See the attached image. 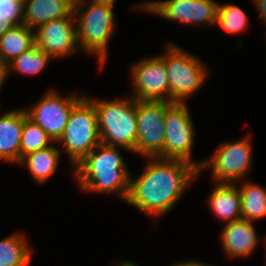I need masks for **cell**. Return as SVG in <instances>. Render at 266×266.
<instances>
[{"label":"cell","instance_id":"obj_28","mask_svg":"<svg viewBox=\"0 0 266 266\" xmlns=\"http://www.w3.org/2000/svg\"><path fill=\"white\" fill-rule=\"evenodd\" d=\"M170 266H214V265L200 262L197 260H186V261H181L175 264H171Z\"/></svg>","mask_w":266,"mask_h":266},{"label":"cell","instance_id":"obj_11","mask_svg":"<svg viewBox=\"0 0 266 266\" xmlns=\"http://www.w3.org/2000/svg\"><path fill=\"white\" fill-rule=\"evenodd\" d=\"M68 94L61 95L52 88L31 108H25L28 117L38 124L56 144L64 133L73 106L84 96L79 93Z\"/></svg>","mask_w":266,"mask_h":266},{"label":"cell","instance_id":"obj_33","mask_svg":"<svg viewBox=\"0 0 266 266\" xmlns=\"http://www.w3.org/2000/svg\"><path fill=\"white\" fill-rule=\"evenodd\" d=\"M74 5L85 0H70Z\"/></svg>","mask_w":266,"mask_h":266},{"label":"cell","instance_id":"obj_12","mask_svg":"<svg viewBox=\"0 0 266 266\" xmlns=\"http://www.w3.org/2000/svg\"><path fill=\"white\" fill-rule=\"evenodd\" d=\"M131 96L142 101L169 102V81L165 67V51L158 56H147L130 67Z\"/></svg>","mask_w":266,"mask_h":266},{"label":"cell","instance_id":"obj_1","mask_svg":"<svg viewBox=\"0 0 266 266\" xmlns=\"http://www.w3.org/2000/svg\"><path fill=\"white\" fill-rule=\"evenodd\" d=\"M147 159L143 172L133 178L130 175L129 193L125 200L154 219L167 214L184 196L186 188L199 177V170L182 160Z\"/></svg>","mask_w":266,"mask_h":266},{"label":"cell","instance_id":"obj_25","mask_svg":"<svg viewBox=\"0 0 266 266\" xmlns=\"http://www.w3.org/2000/svg\"><path fill=\"white\" fill-rule=\"evenodd\" d=\"M0 18L15 26L23 24V6L18 2L0 0Z\"/></svg>","mask_w":266,"mask_h":266},{"label":"cell","instance_id":"obj_14","mask_svg":"<svg viewBox=\"0 0 266 266\" xmlns=\"http://www.w3.org/2000/svg\"><path fill=\"white\" fill-rule=\"evenodd\" d=\"M219 236L223 252L231 259L249 257L260 245L254 222L249 220L240 219L224 224Z\"/></svg>","mask_w":266,"mask_h":266},{"label":"cell","instance_id":"obj_9","mask_svg":"<svg viewBox=\"0 0 266 266\" xmlns=\"http://www.w3.org/2000/svg\"><path fill=\"white\" fill-rule=\"evenodd\" d=\"M166 102L136 100V154L164 159Z\"/></svg>","mask_w":266,"mask_h":266},{"label":"cell","instance_id":"obj_30","mask_svg":"<svg viewBox=\"0 0 266 266\" xmlns=\"http://www.w3.org/2000/svg\"><path fill=\"white\" fill-rule=\"evenodd\" d=\"M112 264H114L115 266H139V265H137V263L135 261H132L129 259L122 261V262H119V263L117 262V264L112 262Z\"/></svg>","mask_w":266,"mask_h":266},{"label":"cell","instance_id":"obj_21","mask_svg":"<svg viewBox=\"0 0 266 266\" xmlns=\"http://www.w3.org/2000/svg\"><path fill=\"white\" fill-rule=\"evenodd\" d=\"M24 233L15 232L0 240V263L6 266H29L32 250Z\"/></svg>","mask_w":266,"mask_h":266},{"label":"cell","instance_id":"obj_24","mask_svg":"<svg viewBox=\"0 0 266 266\" xmlns=\"http://www.w3.org/2000/svg\"><path fill=\"white\" fill-rule=\"evenodd\" d=\"M53 140L33 120L27 117L23 123L20 142V160L28 153L51 146Z\"/></svg>","mask_w":266,"mask_h":266},{"label":"cell","instance_id":"obj_19","mask_svg":"<svg viewBox=\"0 0 266 266\" xmlns=\"http://www.w3.org/2000/svg\"><path fill=\"white\" fill-rule=\"evenodd\" d=\"M35 45V31L22 24L0 37V58L8 65Z\"/></svg>","mask_w":266,"mask_h":266},{"label":"cell","instance_id":"obj_20","mask_svg":"<svg viewBox=\"0 0 266 266\" xmlns=\"http://www.w3.org/2000/svg\"><path fill=\"white\" fill-rule=\"evenodd\" d=\"M239 183V185H238ZM241 183V185H240ZM241 193V217L244 220L256 222L266 217L265 187L243 180L236 182Z\"/></svg>","mask_w":266,"mask_h":266},{"label":"cell","instance_id":"obj_17","mask_svg":"<svg viewBox=\"0 0 266 266\" xmlns=\"http://www.w3.org/2000/svg\"><path fill=\"white\" fill-rule=\"evenodd\" d=\"M207 199L209 210L225 224L242 219L241 193L236 183H215Z\"/></svg>","mask_w":266,"mask_h":266},{"label":"cell","instance_id":"obj_18","mask_svg":"<svg viewBox=\"0 0 266 266\" xmlns=\"http://www.w3.org/2000/svg\"><path fill=\"white\" fill-rule=\"evenodd\" d=\"M51 146L24 155L17 165L27 166L29 173L37 183H45L58 169L61 150Z\"/></svg>","mask_w":266,"mask_h":266},{"label":"cell","instance_id":"obj_6","mask_svg":"<svg viewBox=\"0 0 266 266\" xmlns=\"http://www.w3.org/2000/svg\"><path fill=\"white\" fill-rule=\"evenodd\" d=\"M165 50L169 102L186 103L203 86L209 70L201 58L174 43H167Z\"/></svg>","mask_w":266,"mask_h":266},{"label":"cell","instance_id":"obj_5","mask_svg":"<svg viewBox=\"0 0 266 266\" xmlns=\"http://www.w3.org/2000/svg\"><path fill=\"white\" fill-rule=\"evenodd\" d=\"M57 143L62 145L73 168L101 143L95 105L86 94L73 106Z\"/></svg>","mask_w":266,"mask_h":266},{"label":"cell","instance_id":"obj_3","mask_svg":"<svg viewBox=\"0 0 266 266\" xmlns=\"http://www.w3.org/2000/svg\"><path fill=\"white\" fill-rule=\"evenodd\" d=\"M89 2L85 0L74 5L77 41L82 52L97 58L101 71L107 61L109 41L115 34L117 23L113 6Z\"/></svg>","mask_w":266,"mask_h":266},{"label":"cell","instance_id":"obj_10","mask_svg":"<svg viewBox=\"0 0 266 266\" xmlns=\"http://www.w3.org/2000/svg\"><path fill=\"white\" fill-rule=\"evenodd\" d=\"M132 7L168 21L200 27L216 25L218 3L214 0H151Z\"/></svg>","mask_w":266,"mask_h":266},{"label":"cell","instance_id":"obj_29","mask_svg":"<svg viewBox=\"0 0 266 266\" xmlns=\"http://www.w3.org/2000/svg\"><path fill=\"white\" fill-rule=\"evenodd\" d=\"M15 25L10 21L0 18V37L3 36L8 30L12 29Z\"/></svg>","mask_w":266,"mask_h":266},{"label":"cell","instance_id":"obj_4","mask_svg":"<svg viewBox=\"0 0 266 266\" xmlns=\"http://www.w3.org/2000/svg\"><path fill=\"white\" fill-rule=\"evenodd\" d=\"M86 96L95 105L101 143L126 148L136 155V99L129 96L104 100Z\"/></svg>","mask_w":266,"mask_h":266},{"label":"cell","instance_id":"obj_31","mask_svg":"<svg viewBox=\"0 0 266 266\" xmlns=\"http://www.w3.org/2000/svg\"><path fill=\"white\" fill-rule=\"evenodd\" d=\"M92 2L99 3V4H106L114 7L116 0H91Z\"/></svg>","mask_w":266,"mask_h":266},{"label":"cell","instance_id":"obj_27","mask_svg":"<svg viewBox=\"0 0 266 266\" xmlns=\"http://www.w3.org/2000/svg\"><path fill=\"white\" fill-rule=\"evenodd\" d=\"M8 65L0 58V90L8 78Z\"/></svg>","mask_w":266,"mask_h":266},{"label":"cell","instance_id":"obj_23","mask_svg":"<svg viewBox=\"0 0 266 266\" xmlns=\"http://www.w3.org/2000/svg\"><path fill=\"white\" fill-rule=\"evenodd\" d=\"M249 17L243 9L232 3H218L216 26L231 34H240L249 27Z\"/></svg>","mask_w":266,"mask_h":266},{"label":"cell","instance_id":"obj_2","mask_svg":"<svg viewBox=\"0 0 266 266\" xmlns=\"http://www.w3.org/2000/svg\"><path fill=\"white\" fill-rule=\"evenodd\" d=\"M119 149L130 152L100 143L74 168L80 191L115 194L125 202L131 174Z\"/></svg>","mask_w":266,"mask_h":266},{"label":"cell","instance_id":"obj_15","mask_svg":"<svg viewBox=\"0 0 266 266\" xmlns=\"http://www.w3.org/2000/svg\"><path fill=\"white\" fill-rule=\"evenodd\" d=\"M28 117L25 108L0 114V161L18 164L24 120Z\"/></svg>","mask_w":266,"mask_h":266},{"label":"cell","instance_id":"obj_13","mask_svg":"<svg viewBox=\"0 0 266 266\" xmlns=\"http://www.w3.org/2000/svg\"><path fill=\"white\" fill-rule=\"evenodd\" d=\"M35 44L53 60L63 59L79 52L75 17L52 20L35 30Z\"/></svg>","mask_w":266,"mask_h":266},{"label":"cell","instance_id":"obj_8","mask_svg":"<svg viewBox=\"0 0 266 266\" xmlns=\"http://www.w3.org/2000/svg\"><path fill=\"white\" fill-rule=\"evenodd\" d=\"M251 135L237 141H227L219 144L208 159H203L199 174L211 167V178L214 183H236L246 180L252 168ZM232 142V143H231Z\"/></svg>","mask_w":266,"mask_h":266},{"label":"cell","instance_id":"obj_32","mask_svg":"<svg viewBox=\"0 0 266 266\" xmlns=\"http://www.w3.org/2000/svg\"><path fill=\"white\" fill-rule=\"evenodd\" d=\"M9 1L18 2L23 6L27 0H9Z\"/></svg>","mask_w":266,"mask_h":266},{"label":"cell","instance_id":"obj_22","mask_svg":"<svg viewBox=\"0 0 266 266\" xmlns=\"http://www.w3.org/2000/svg\"><path fill=\"white\" fill-rule=\"evenodd\" d=\"M52 60L44 50L35 44L8 64V73L16 71L22 75L37 76Z\"/></svg>","mask_w":266,"mask_h":266},{"label":"cell","instance_id":"obj_34","mask_svg":"<svg viewBox=\"0 0 266 266\" xmlns=\"http://www.w3.org/2000/svg\"><path fill=\"white\" fill-rule=\"evenodd\" d=\"M263 244H265L264 246H265V251H266V239L264 240ZM265 260H266V252H265ZM265 266H266V261H265Z\"/></svg>","mask_w":266,"mask_h":266},{"label":"cell","instance_id":"obj_16","mask_svg":"<svg viewBox=\"0 0 266 266\" xmlns=\"http://www.w3.org/2000/svg\"><path fill=\"white\" fill-rule=\"evenodd\" d=\"M62 17H75L70 0H27L23 5V24L34 31Z\"/></svg>","mask_w":266,"mask_h":266},{"label":"cell","instance_id":"obj_26","mask_svg":"<svg viewBox=\"0 0 266 266\" xmlns=\"http://www.w3.org/2000/svg\"><path fill=\"white\" fill-rule=\"evenodd\" d=\"M263 23L266 25V0H252Z\"/></svg>","mask_w":266,"mask_h":266},{"label":"cell","instance_id":"obj_7","mask_svg":"<svg viewBox=\"0 0 266 266\" xmlns=\"http://www.w3.org/2000/svg\"><path fill=\"white\" fill-rule=\"evenodd\" d=\"M164 159L182 160L200 169L203 160H193L195 124L187 103L166 102Z\"/></svg>","mask_w":266,"mask_h":266}]
</instances>
